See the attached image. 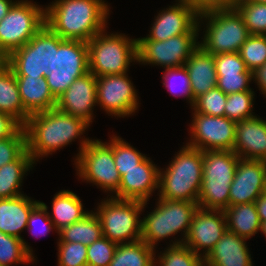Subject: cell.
<instances>
[{
  "label": "cell",
  "instance_id": "obj_1",
  "mask_svg": "<svg viewBox=\"0 0 266 266\" xmlns=\"http://www.w3.org/2000/svg\"><path fill=\"white\" fill-rule=\"evenodd\" d=\"M89 126L85 120L63 113L56 108L31 114L23 125L27 151L37 164L40 158H47L78 139L80 141L78 154L73 157L75 163L80 152L91 140L84 135Z\"/></svg>",
  "mask_w": 266,
  "mask_h": 266
},
{
  "label": "cell",
  "instance_id": "obj_2",
  "mask_svg": "<svg viewBox=\"0 0 266 266\" xmlns=\"http://www.w3.org/2000/svg\"><path fill=\"white\" fill-rule=\"evenodd\" d=\"M106 0H54L45 5V25L64 40L88 42L108 28Z\"/></svg>",
  "mask_w": 266,
  "mask_h": 266
},
{
  "label": "cell",
  "instance_id": "obj_3",
  "mask_svg": "<svg viewBox=\"0 0 266 266\" xmlns=\"http://www.w3.org/2000/svg\"><path fill=\"white\" fill-rule=\"evenodd\" d=\"M163 169L159 168L157 198L198 202L203 178V151L183 145Z\"/></svg>",
  "mask_w": 266,
  "mask_h": 266
},
{
  "label": "cell",
  "instance_id": "obj_4",
  "mask_svg": "<svg viewBox=\"0 0 266 266\" xmlns=\"http://www.w3.org/2000/svg\"><path fill=\"white\" fill-rule=\"evenodd\" d=\"M156 201L155 208L149 214L143 216L141 240L154 249H157L160 241L166 238L174 239V241H170L168 246L183 244L199 205L197 202L161 198H157ZM178 233L181 238L177 240L175 235Z\"/></svg>",
  "mask_w": 266,
  "mask_h": 266
},
{
  "label": "cell",
  "instance_id": "obj_5",
  "mask_svg": "<svg viewBox=\"0 0 266 266\" xmlns=\"http://www.w3.org/2000/svg\"><path fill=\"white\" fill-rule=\"evenodd\" d=\"M197 25L199 32L204 30L200 32L203 37H200L199 46L212 55L239 52L250 36L243 17L235 7L198 14Z\"/></svg>",
  "mask_w": 266,
  "mask_h": 266
},
{
  "label": "cell",
  "instance_id": "obj_6",
  "mask_svg": "<svg viewBox=\"0 0 266 266\" xmlns=\"http://www.w3.org/2000/svg\"><path fill=\"white\" fill-rule=\"evenodd\" d=\"M109 33V34H108ZM89 72L96 77L124 74L138 63L137 38L124 33H110L107 29L87 42Z\"/></svg>",
  "mask_w": 266,
  "mask_h": 266
},
{
  "label": "cell",
  "instance_id": "obj_7",
  "mask_svg": "<svg viewBox=\"0 0 266 266\" xmlns=\"http://www.w3.org/2000/svg\"><path fill=\"white\" fill-rule=\"evenodd\" d=\"M240 157L234 151H203V178L198 202L200 208L225 210L229 189Z\"/></svg>",
  "mask_w": 266,
  "mask_h": 266
},
{
  "label": "cell",
  "instance_id": "obj_8",
  "mask_svg": "<svg viewBox=\"0 0 266 266\" xmlns=\"http://www.w3.org/2000/svg\"><path fill=\"white\" fill-rule=\"evenodd\" d=\"M147 201L117 199L106 196L94 212L102 225L103 236L116 244L135 242L141 239L142 213Z\"/></svg>",
  "mask_w": 266,
  "mask_h": 266
},
{
  "label": "cell",
  "instance_id": "obj_9",
  "mask_svg": "<svg viewBox=\"0 0 266 266\" xmlns=\"http://www.w3.org/2000/svg\"><path fill=\"white\" fill-rule=\"evenodd\" d=\"M73 165L81 182L101 188L108 197L118 191L121 176L115 167L113 148L109 142L91 138Z\"/></svg>",
  "mask_w": 266,
  "mask_h": 266
},
{
  "label": "cell",
  "instance_id": "obj_10",
  "mask_svg": "<svg viewBox=\"0 0 266 266\" xmlns=\"http://www.w3.org/2000/svg\"><path fill=\"white\" fill-rule=\"evenodd\" d=\"M45 25V6L16 0L0 21V50L9 55L24 46Z\"/></svg>",
  "mask_w": 266,
  "mask_h": 266
},
{
  "label": "cell",
  "instance_id": "obj_11",
  "mask_svg": "<svg viewBox=\"0 0 266 266\" xmlns=\"http://www.w3.org/2000/svg\"><path fill=\"white\" fill-rule=\"evenodd\" d=\"M62 38L44 25L24 46L8 55V66L16 77H47L53 66V46Z\"/></svg>",
  "mask_w": 266,
  "mask_h": 266
},
{
  "label": "cell",
  "instance_id": "obj_12",
  "mask_svg": "<svg viewBox=\"0 0 266 266\" xmlns=\"http://www.w3.org/2000/svg\"><path fill=\"white\" fill-rule=\"evenodd\" d=\"M87 42L62 39L53 46V66L48 69L46 81L53 96L58 99L79 77L89 72Z\"/></svg>",
  "mask_w": 266,
  "mask_h": 266
},
{
  "label": "cell",
  "instance_id": "obj_13",
  "mask_svg": "<svg viewBox=\"0 0 266 266\" xmlns=\"http://www.w3.org/2000/svg\"><path fill=\"white\" fill-rule=\"evenodd\" d=\"M196 24L187 34L170 37L165 41L137 40L139 65L159 66L163 69L185 65L199 47V30Z\"/></svg>",
  "mask_w": 266,
  "mask_h": 266
},
{
  "label": "cell",
  "instance_id": "obj_14",
  "mask_svg": "<svg viewBox=\"0 0 266 266\" xmlns=\"http://www.w3.org/2000/svg\"><path fill=\"white\" fill-rule=\"evenodd\" d=\"M97 106L108 116L124 118L133 116L139 109L138 91L128 72L96 77ZM137 110V111H136Z\"/></svg>",
  "mask_w": 266,
  "mask_h": 266
},
{
  "label": "cell",
  "instance_id": "obj_15",
  "mask_svg": "<svg viewBox=\"0 0 266 266\" xmlns=\"http://www.w3.org/2000/svg\"><path fill=\"white\" fill-rule=\"evenodd\" d=\"M186 145L202 151H233L236 122L226 116L192 113Z\"/></svg>",
  "mask_w": 266,
  "mask_h": 266
},
{
  "label": "cell",
  "instance_id": "obj_16",
  "mask_svg": "<svg viewBox=\"0 0 266 266\" xmlns=\"http://www.w3.org/2000/svg\"><path fill=\"white\" fill-rule=\"evenodd\" d=\"M226 231L227 223L223 210L198 207L183 244L205 258Z\"/></svg>",
  "mask_w": 266,
  "mask_h": 266
},
{
  "label": "cell",
  "instance_id": "obj_17",
  "mask_svg": "<svg viewBox=\"0 0 266 266\" xmlns=\"http://www.w3.org/2000/svg\"><path fill=\"white\" fill-rule=\"evenodd\" d=\"M154 16L149 34L137 40L165 41L170 37L187 34L198 21V13L189 2L175 0Z\"/></svg>",
  "mask_w": 266,
  "mask_h": 266
},
{
  "label": "cell",
  "instance_id": "obj_18",
  "mask_svg": "<svg viewBox=\"0 0 266 266\" xmlns=\"http://www.w3.org/2000/svg\"><path fill=\"white\" fill-rule=\"evenodd\" d=\"M266 163L240 158L229 189V206L255 202L264 193Z\"/></svg>",
  "mask_w": 266,
  "mask_h": 266
},
{
  "label": "cell",
  "instance_id": "obj_19",
  "mask_svg": "<svg viewBox=\"0 0 266 266\" xmlns=\"http://www.w3.org/2000/svg\"><path fill=\"white\" fill-rule=\"evenodd\" d=\"M96 76L87 72L77 78L68 89L58 97L56 109L85 120L90 126L94 116V108L97 106Z\"/></svg>",
  "mask_w": 266,
  "mask_h": 266
},
{
  "label": "cell",
  "instance_id": "obj_20",
  "mask_svg": "<svg viewBox=\"0 0 266 266\" xmlns=\"http://www.w3.org/2000/svg\"><path fill=\"white\" fill-rule=\"evenodd\" d=\"M159 166L147 157L136 168L124 171L118 191L112 196L117 199L150 201L158 190Z\"/></svg>",
  "mask_w": 266,
  "mask_h": 266
},
{
  "label": "cell",
  "instance_id": "obj_21",
  "mask_svg": "<svg viewBox=\"0 0 266 266\" xmlns=\"http://www.w3.org/2000/svg\"><path fill=\"white\" fill-rule=\"evenodd\" d=\"M39 202V200H34L26 194L9 199H0V231L22 239L25 250L35 260L33 248L28 245V242L26 243L21 232L26 230L28 217Z\"/></svg>",
  "mask_w": 266,
  "mask_h": 266
},
{
  "label": "cell",
  "instance_id": "obj_22",
  "mask_svg": "<svg viewBox=\"0 0 266 266\" xmlns=\"http://www.w3.org/2000/svg\"><path fill=\"white\" fill-rule=\"evenodd\" d=\"M233 151L243 159L266 158V120L259 115L236 123Z\"/></svg>",
  "mask_w": 266,
  "mask_h": 266
},
{
  "label": "cell",
  "instance_id": "obj_23",
  "mask_svg": "<svg viewBox=\"0 0 266 266\" xmlns=\"http://www.w3.org/2000/svg\"><path fill=\"white\" fill-rule=\"evenodd\" d=\"M248 239L226 231L204 258V266H254Z\"/></svg>",
  "mask_w": 266,
  "mask_h": 266
},
{
  "label": "cell",
  "instance_id": "obj_24",
  "mask_svg": "<svg viewBox=\"0 0 266 266\" xmlns=\"http://www.w3.org/2000/svg\"><path fill=\"white\" fill-rule=\"evenodd\" d=\"M184 66L187 69L195 99L217 87L214 55L207 53L200 46L191 54Z\"/></svg>",
  "mask_w": 266,
  "mask_h": 266
},
{
  "label": "cell",
  "instance_id": "obj_25",
  "mask_svg": "<svg viewBox=\"0 0 266 266\" xmlns=\"http://www.w3.org/2000/svg\"><path fill=\"white\" fill-rule=\"evenodd\" d=\"M24 110L35 114L56 108L57 99L49 89L45 77H16Z\"/></svg>",
  "mask_w": 266,
  "mask_h": 266
},
{
  "label": "cell",
  "instance_id": "obj_26",
  "mask_svg": "<svg viewBox=\"0 0 266 266\" xmlns=\"http://www.w3.org/2000/svg\"><path fill=\"white\" fill-rule=\"evenodd\" d=\"M51 219L56 231L81 220L90 211L84 210V204L80 197L71 190H60L56 192L51 202Z\"/></svg>",
  "mask_w": 266,
  "mask_h": 266
},
{
  "label": "cell",
  "instance_id": "obj_27",
  "mask_svg": "<svg viewBox=\"0 0 266 266\" xmlns=\"http://www.w3.org/2000/svg\"><path fill=\"white\" fill-rule=\"evenodd\" d=\"M36 165L26 150L15 161L0 167V199H9L24 194L23 180Z\"/></svg>",
  "mask_w": 266,
  "mask_h": 266
},
{
  "label": "cell",
  "instance_id": "obj_28",
  "mask_svg": "<svg viewBox=\"0 0 266 266\" xmlns=\"http://www.w3.org/2000/svg\"><path fill=\"white\" fill-rule=\"evenodd\" d=\"M224 213L227 231L248 240L260 232L261 223L255 207V202L231 205L224 210Z\"/></svg>",
  "mask_w": 266,
  "mask_h": 266
},
{
  "label": "cell",
  "instance_id": "obj_29",
  "mask_svg": "<svg viewBox=\"0 0 266 266\" xmlns=\"http://www.w3.org/2000/svg\"><path fill=\"white\" fill-rule=\"evenodd\" d=\"M0 112L10 114L22 126L30 116L24 110L16 76L9 66L0 72Z\"/></svg>",
  "mask_w": 266,
  "mask_h": 266
},
{
  "label": "cell",
  "instance_id": "obj_30",
  "mask_svg": "<svg viewBox=\"0 0 266 266\" xmlns=\"http://www.w3.org/2000/svg\"><path fill=\"white\" fill-rule=\"evenodd\" d=\"M57 235L58 242H80L89 246L103 236L102 225L96 213L90 210L81 220L58 231Z\"/></svg>",
  "mask_w": 266,
  "mask_h": 266
},
{
  "label": "cell",
  "instance_id": "obj_31",
  "mask_svg": "<svg viewBox=\"0 0 266 266\" xmlns=\"http://www.w3.org/2000/svg\"><path fill=\"white\" fill-rule=\"evenodd\" d=\"M156 249L141 239L135 242L117 244L109 266H155Z\"/></svg>",
  "mask_w": 266,
  "mask_h": 266
},
{
  "label": "cell",
  "instance_id": "obj_32",
  "mask_svg": "<svg viewBox=\"0 0 266 266\" xmlns=\"http://www.w3.org/2000/svg\"><path fill=\"white\" fill-rule=\"evenodd\" d=\"M165 70V71H164ZM162 70V84L173 97H183L190 103L191 109L195 98L191 90V81L184 65Z\"/></svg>",
  "mask_w": 266,
  "mask_h": 266
},
{
  "label": "cell",
  "instance_id": "obj_33",
  "mask_svg": "<svg viewBox=\"0 0 266 266\" xmlns=\"http://www.w3.org/2000/svg\"><path fill=\"white\" fill-rule=\"evenodd\" d=\"M108 142L112 145L115 167L121 177L124 175V171L136 168L147 158L146 154L141 153L131 143L129 144L116 134H112Z\"/></svg>",
  "mask_w": 266,
  "mask_h": 266
},
{
  "label": "cell",
  "instance_id": "obj_34",
  "mask_svg": "<svg viewBox=\"0 0 266 266\" xmlns=\"http://www.w3.org/2000/svg\"><path fill=\"white\" fill-rule=\"evenodd\" d=\"M156 255L155 266H204V258L184 244L167 245L159 255Z\"/></svg>",
  "mask_w": 266,
  "mask_h": 266
},
{
  "label": "cell",
  "instance_id": "obj_35",
  "mask_svg": "<svg viewBox=\"0 0 266 266\" xmlns=\"http://www.w3.org/2000/svg\"><path fill=\"white\" fill-rule=\"evenodd\" d=\"M250 35H266V3L237 0L234 6Z\"/></svg>",
  "mask_w": 266,
  "mask_h": 266
},
{
  "label": "cell",
  "instance_id": "obj_36",
  "mask_svg": "<svg viewBox=\"0 0 266 266\" xmlns=\"http://www.w3.org/2000/svg\"><path fill=\"white\" fill-rule=\"evenodd\" d=\"M34 262L35 259L25 250L22 239L0 231V266Z\"/></svg>",
  "mask_w": 266,
  "mask_h": 266
},
{
  "label": "cell",
  "instance_id": "obj_37",
  "mask_svg": "<svg viewBox=\"0 0 266 266\" xmlns=\"http://www.w3.org/2000/svg\"><path fill=\"white\" fill-rule=\"evenodd\" d=\"M254 91L236 92L227 95L224 116L234 122H240L245 119L255 117Z\"/></svg>",
  "mask_w": 266,
  "mask_h": 266
},
{
  "label": "cell",
  "instance_id": "obj_38",
  "mask_svg": "<svg viewBox=\"0 0 266 266\" xmlns=\"http://www.w3.org/2000/svg\"><path fill=\"white\" fill-rule=\"evenodd\" d=\"M238 53L250 71L262 66L266 62V35H250Z\"/></svg>",
  "mask_w": 266,
  "mask_h": 266
},
{
  "label": "cell",
  "instance_id": "obj_39",
  "mask_svg": "<svg viewBox=\"0 0 266 266\" xmlns=\"http://www.w3.org/2000/svg\"><path fill=\"white\" fill-rule=\"evenodd\" d=\"M227 95L218 87H214L196 98L192 113L211 116H224Z\"/></svg>",
  "mask_w": 266,
  "mask_h": 266
},
{
  "label": "cell",
  "instance_id": "obj_40",
  "mask_svg": "<svg viewBox=\"0 0 266 266\" xmlns=\"http://www.w3.org/2000/svg\"><path fill=\"white\" fill-rule=\"evenodd\" d=\"M26 150L25 129L21 126L11 137L0 139V167L15 161Z\"/></svg>",
  "mask_w": 266,
  "mask_h": 266
},
{
  "label": "cell",
  "instance_id": "obj_41",
  "mask_svg": "<svg viewBox=\"0 0 266 266\" xmlns=\"http://www.w3.org/2000/svg\"><path fill=\"white\" fill-rule=\"evenodd\" d=\"M58 266H87V246L80 242H57Z\"/></svg>",
  "mask_w": 266,
  "mask_h": 266
},
{
  "label": "cell",
  "instance_id": "obj_42",
  "mask_svg": "<svg viewBox=\"0 0 266 266\" xmlns=\"http://www.w3.org/2000/svg\"><path fill=\"white\" fill-rule=\"evenodd\" d=\"M117 244L102 236L87 246V266H109Z\"/></svg>",
  "mask_w": 266,
  "mask_h": 266
},
{
  "label": "cell",
  "instance_id": "obj_43",
  "mask_svg": "<svg viewBox=\"0 0 266 266\" xmlns=\"http://www.w3.org/2000/svg\"><path fill=\"white\" fill-rule=\"evenodd\" d=\"M48 205L40 201L31 211L28 217V224L26 230L33 235V237H39L42 235H48L53 230L58 233L48 216Z\"/></svg>",
  "mask_w": 266,
  "mask_h": 266
},
{
  "label": "cell",
  "instance_id": "obj_44",
  "mask_svg": "<svg viewBox=\"0 0 266 266\" xmlns=\"http://www.w3.org/2000/svg\"><path fill=\"white\" fill-rule=\"evenodd\" d=\"M216 74L217 75H237L250 71L238 52L221 53L214 55Z\"/></svg>",
  "mask_w": 266,
  "mask_h": 266
},
{
  "label": "cell",
  "instance_id": "obj_45",
  "mask_svg": "<svg viewBox=\"0 0 266 266\" xmlns=\"http://www.w3.org/2000/svg\"><path fill=\"white\" fill-rule=\"evenodd\" d=\"M251 82L252 72H244L231 76L217 75V87L226 95L236 92L254 91L249 85Z\"/></svg>",
  "mask_w": 266,
  "mask_h": 266
},
{
  "label": "cell",
  "instance_id": "obj_46",
  "mask_svg": "<svg viewBox=\"0 0 266 266\" xmlns=\"http://www.w3.org/2000/svg\"><path fill=\"white\" fill-rule=\"evenodd\" d=\"M189 2L198 13H204L217 9H229L235 6L237 0H183Z\"/></svg>",
  "mask_w": 266,
  "mask_h": 266
},
{
  "label": "cell",
  "instance_id": "obj_47",
  "mask_svg": "<svg viewBox=\"0 0 266 266\" xmlns=\"http://www.w3.org/2000/svg\"><path fill=\"white\" fill-rule=\"evenodd\" d=\"M21 126L10 114L0 112V139L11 137Z\"/></svg>",
  "mask_w": 266,
  "mask_h": 266
},
{
  "label": "cell",
  "instance_id": "obj_48",
  "mask_svg": "<svg viewBox=\"0 0 266 266\" xmlns=\"http://www.w3.org/2000/svg\"><path fill=\"white\" fill-rule=\"evenodd\" d=\"M252 81L257 84L263 97L266 98V62L252 71Z\"/></svg>",
  "mask_w": 266,
  "mask_h": 266
},
{
  "label": "cell",
  "instance_id": "obj_49",
  "mask_svg": "<svg viewBox=\"0 0 266 266\" xmlns=\"http://www.w3.org/2000/svg\"><path fill=\"white\" fill-rule=\"evenodd\" d=\"M255 207L259 216L260 223L266 222V193L261 194L255 200Z\"/></svg>",
  "mask_w": 266,
  "mask_h": 266
},
{
  "label": "cell",
  "instance_id": "obj_50",
  "mask_svg": "<svg viewBox=\"0 0 266 266\" xmlns=\"http://www.w3.org/2000/svg\"><path fill=\"white\" fill-rule=\"evenodd\" d=\"M16 0H0V21L7 15Z\"/></svg>",
  "mask_w": 266,
  "mask_h": 266
},
{
  "label": "cell",
  "instance_id": "obj_51",
  "mask_svg": "<svg viewBox=\"0 0 266 266\" xmlns=\"http://www.w3.org/2000/svg\"><path fill=\"white\" fill-rule=\"evenodd\" d=\"M8 66V55L0 50V72Z\"/></svg>",
  "mask_w": 266,
  "mask_h": 266
},
{
  "label": "cell",
  "instance_id": "obj_52",
  "mask_svg": "<svg viewBox=\"0 0 266 266\" xmlns=\"http://www.w3.org/2000/svg\"><path fill=\"white\" fill-rule=\"evenodd\" d=\"M260 233L263 234L266 238V222H262L260 225Z\"/></svg>",
  "mask_w": 266,
  "mask_h": 266
},
{
  "label": "cell",
  "instance_id": "obj_53",
  "mask_svg": "<svg viewBox=\"0 0 266 266\" xmlns=\"http://www.w3.org/2000/svg\"><path fill=\"white\" fill-rule=\"evenodd\" d=\"M247 1L266 3V0H247Z\"/></svg>",
  "mask_w": 266,
  "mask_h": 266
}]
</instances>
